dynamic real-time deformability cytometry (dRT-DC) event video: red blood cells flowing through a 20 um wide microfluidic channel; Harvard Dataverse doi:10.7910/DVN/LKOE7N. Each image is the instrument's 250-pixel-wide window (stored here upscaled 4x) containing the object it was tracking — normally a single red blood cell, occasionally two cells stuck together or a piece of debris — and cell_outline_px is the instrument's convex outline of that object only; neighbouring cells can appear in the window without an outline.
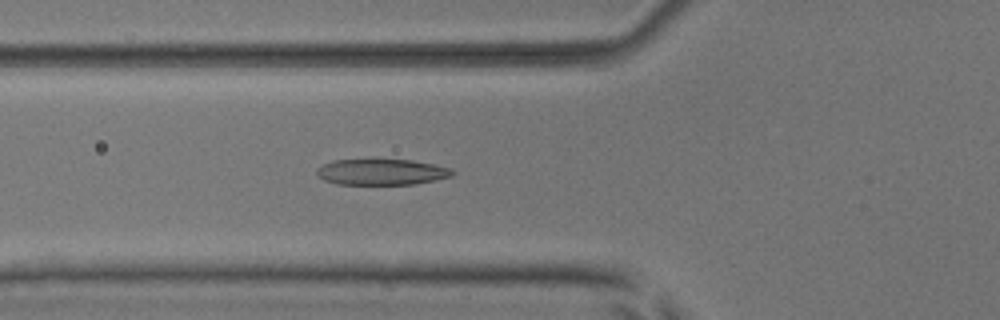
{"species": "common noctule bat (a hibernating species)", "species_latin": "Nyctalus noctula", "temperature_condition": "room temperature", "stored_images_in_passage": 48, "camera_frame_rate_fps": 3000, "um_per_image_px": 0.085, "animal": {"sex": "male", "body_mass_g": 17.9, "forearm_length_mm": 54.2}, "frame": {"image": 1, "passage_image": 19, "time_ms": 6.0, "image_size_px": [1000, 320], "cell_outline_px": [[456, 172], [452, 176], [436, 180], [416, 184], [336, 184], [324, 180], [316, 172], [316, 168], [332, 160], [412, 160], [436, 164], [452, 168]], "centroid_in_image_um": [32.49, 14.62], "position_along_channel_um": 93.3, "area_um2": 20.58}}
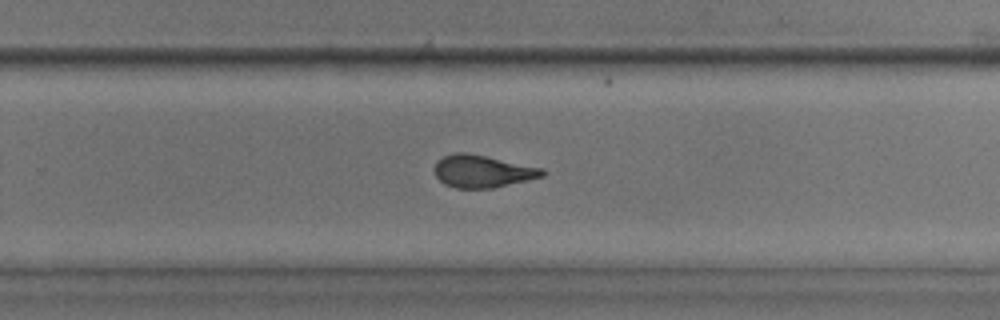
{"frame": {"image": 2, "passage_image": 34, "time_ms": 11.0, "image_size_px": [1000, 320], "cell_outline_px": [[544, 176], [528, 180], [492, 188], [456, 188], [444, 184], [436, 176], [436, 160], [452, 152], [464, 152], [544, 168]], "centroid_in_image_um": [41.0, 14.56], "position_along_channel_um": 288.8, "area_um2": 20.17}}
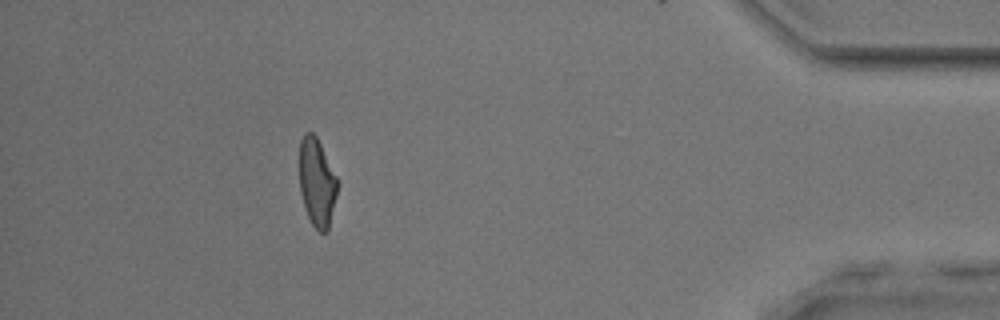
{"frame": {"image": 3, "passage_image": 47, "time_ms": 15.333, "image_size_px": [1000, 320], "cell_outline_px": [[340, 184], [328, 232], [320, 232], [312, 224], [304, 208], [300, 192], [300, 140], [304, 132], [312, 132], [316, 136]], "centroid_in_image_um": [26.96, 15.54], "position_along_channel_um": 408.2, "area_um2": 19.71}}